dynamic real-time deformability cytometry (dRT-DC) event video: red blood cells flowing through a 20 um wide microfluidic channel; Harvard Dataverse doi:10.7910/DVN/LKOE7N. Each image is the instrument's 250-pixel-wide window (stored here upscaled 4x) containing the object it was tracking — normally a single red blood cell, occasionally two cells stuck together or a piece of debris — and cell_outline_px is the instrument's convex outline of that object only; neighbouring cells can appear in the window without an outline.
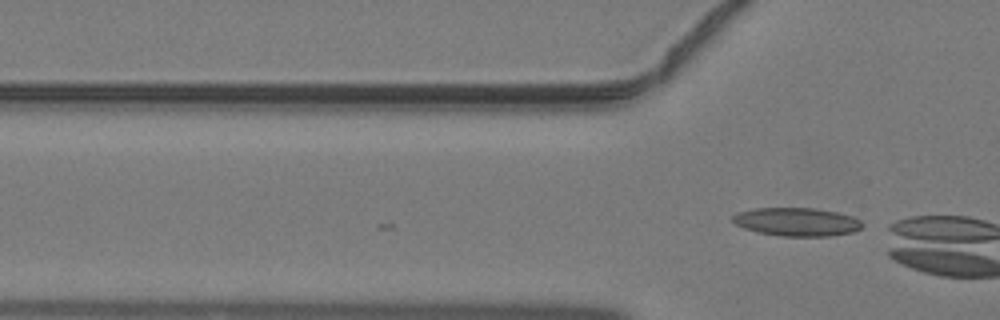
{"species": "common noctule bat (a hibernating species)", "species_latin": "Nyctalus noctula", "temperature_condition": "warm", "stored_images_in_passage": 3, "camera_frame_rate_fps": 3000, "um_per_image_px": 0.085, "animal": {"sex": "male", "body_mass_g": 19.2, "forearm_length_mm": 51.8}, "frame": {"image": 1, "passage_image": 3, "time_ms": 0.667, "image_size_px": [1000, 320], "cell_outline_px": [[864, 224], [860, 228], [852, 232], [828, 236], [780, 236], [756, 232], [744, 228], [736, 224], [732, 220], [732, 216], [736, 212], [752, 208], [816, 208], [836, 212], [852, 216], [860, 220]], "centroid_in_image_um": [67.69, 18.85], "position_along_channel_um": 58.1, "area_um2": 21.5}}